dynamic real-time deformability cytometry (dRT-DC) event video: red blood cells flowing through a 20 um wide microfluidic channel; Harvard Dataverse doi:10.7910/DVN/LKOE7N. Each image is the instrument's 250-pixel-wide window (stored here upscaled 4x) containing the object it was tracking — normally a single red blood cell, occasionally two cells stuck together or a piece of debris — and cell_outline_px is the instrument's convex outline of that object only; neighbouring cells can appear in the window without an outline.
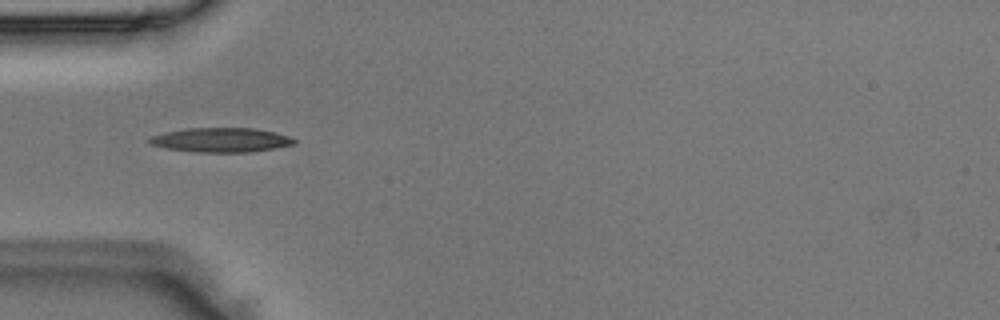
{"species": "Egyptian fruit bat (a non-hibernating species)", "species_latin": "Rousettus aegyptiacus", "temperature_condition": "room temperature", "stored_images_in_passage": 3, "camera_frame_rate_fps": 3000, "um_per_image_px": 0.085, "animal": {"sex": "male"}, "frame": {"image": 1, "passage_image": 1, "time_ms": 0.0, "image_size_px": [1000, 320], "cell_outline_px": [[296, 144], [276, 148], [252, 152], [196, 152], [168, 148], [148, 144], [148, 136], [164, 132], [188, 128], [256, 128], [276, 132], [288, 136], [296, 140]], "centroid_in_image_um": [18.79, 11.89], "position_along_channel_um": 66.2, "area_um2": 20.75}}
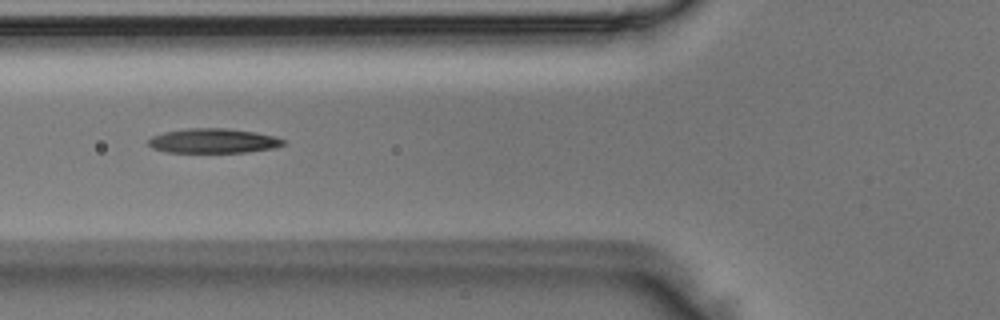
{"frame": {"image": 2, "passage_image": 2, "time_ms": 0.333, "image_size_px": [1000, 320], "cell_outline_px": [[284, 144], [276, 148], [244, 152], [168, 152], [152, 148], [148, 144], [148, 140], [152, 136], [164, 132], [188, 128], [224, 128], [256, 132], [276, 136], [284, 140]], "centroid_in_image_um": [18.14, 11.97], "position_along_channel_um": 107.7, "area_um2": 19.31}}